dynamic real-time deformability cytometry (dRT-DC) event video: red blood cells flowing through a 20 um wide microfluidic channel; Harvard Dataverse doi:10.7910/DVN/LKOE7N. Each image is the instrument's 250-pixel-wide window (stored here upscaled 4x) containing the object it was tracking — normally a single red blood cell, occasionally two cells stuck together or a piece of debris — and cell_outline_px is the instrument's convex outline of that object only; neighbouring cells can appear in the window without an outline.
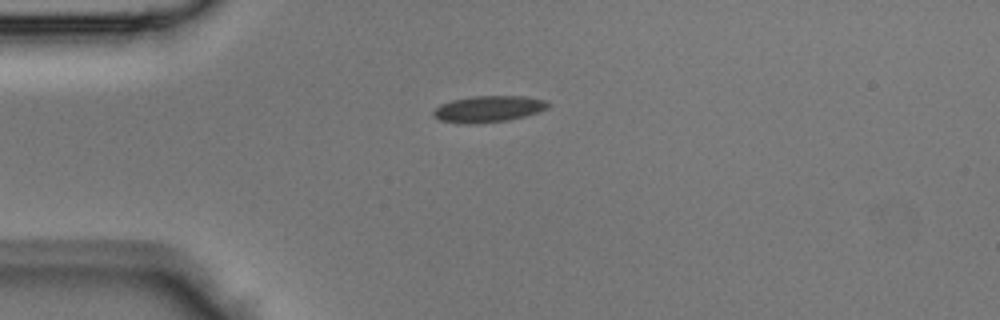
{"species": "Egyptian fruit bat (a non-hibernating species)", "species_latin": "Rousettus aegyptiacus", "temperature_condition": "room temperature", "stored_images_in_passage": 34, "camera_frame_rate_fps": 3000, "um_per_image_px": 0.085, "animal": {"sex": "male"}, "frame": {"image": 1, "passage_image": 1, "time_ms": 0.0, "image_size_px": [1000, 320], "cell_outline_px": [[552, 104], [548, 108], [524, 116], [508, 120], [472, 124], [468, 124], [440, 120], [432, 116], [432, 112], [440, 104], [452, 100], [472, 96], [524, 96], [544, 100]], "centroid_in_image_um": [41.5, 9.25], "position_along_channel_um": 43.5, "area_um2": 17.57}}
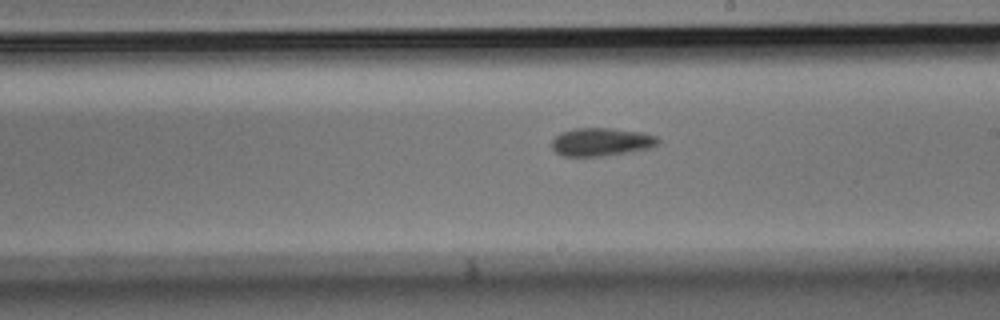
{"frame": {"image": 2, "passage_image": 15, "time_ms": 4.667, "image_size_px": [1000, 320], "cell_outline_px": [[660, 144], [652, 148], [604, 156], [564, 156], [556, 152], [552, 148], [552, 140], [560, 132], [576, 128], [612, 128], [640, 132], [656, 136], [660, 140]], "centroid_in_image_um": [51.13, 12.06], "position_along_channel_um": 237.9, "area_um2": 17.51}}
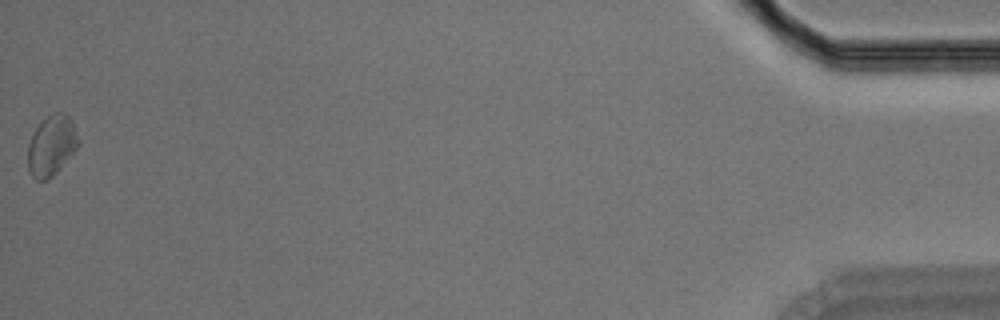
{"frame": {"image": 3, "passage_image": 34, "time_ms": 11.0, "image_size_px": [1000, 320], "cell_outline_px": [[80, 144], [60, 168], [52, 176], [44, 180], [36, 180], [28, 172], [28, 144], [36, 128], [48, 116], [56, 112], [64, 112], [72, 120], [80, 140]], "centroid_in_image_um": [4.39, 12.38], "position_along_channel_um": 430.8, "area_um2": 17.63}}